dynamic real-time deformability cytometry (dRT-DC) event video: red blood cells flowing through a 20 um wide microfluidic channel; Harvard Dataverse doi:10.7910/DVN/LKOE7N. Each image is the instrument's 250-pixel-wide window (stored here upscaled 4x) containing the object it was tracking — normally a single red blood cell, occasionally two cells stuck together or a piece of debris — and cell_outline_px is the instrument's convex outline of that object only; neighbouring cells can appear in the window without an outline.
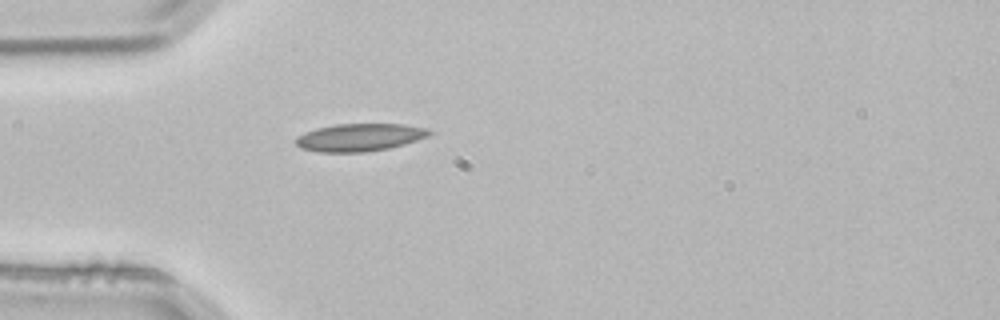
{"species": "common noctule bat (a hibernating species)", "species_latin": "Nyctalus noctula", "temperature_condition": "room temperature", "stored_images_in_passage": 1, "camera_frame_rate_fps": 3000, "um_per_image_px": 0.085, "animal": {"sex": "male", "body_mass_g": 21.5, "forearm_length_mm": 52.0}, "frame": {"image": 1, "passage_image": 1, "time_ms": 0.0, "image_size_px": [1000, 320], "cell_outline_px": [[436, 132], [428, 136], [404, 144], [388, 148], [364, 152], [316, 152], [300, 148], [296, 144], [296, 136], [304, 132], [316, 128], [336, 124], [404, 124], [428, 128]], "centroid_in_image_um": [30.57, 11.67], "position_along_channel_um": 54.4, "area_um2": 21.68}}